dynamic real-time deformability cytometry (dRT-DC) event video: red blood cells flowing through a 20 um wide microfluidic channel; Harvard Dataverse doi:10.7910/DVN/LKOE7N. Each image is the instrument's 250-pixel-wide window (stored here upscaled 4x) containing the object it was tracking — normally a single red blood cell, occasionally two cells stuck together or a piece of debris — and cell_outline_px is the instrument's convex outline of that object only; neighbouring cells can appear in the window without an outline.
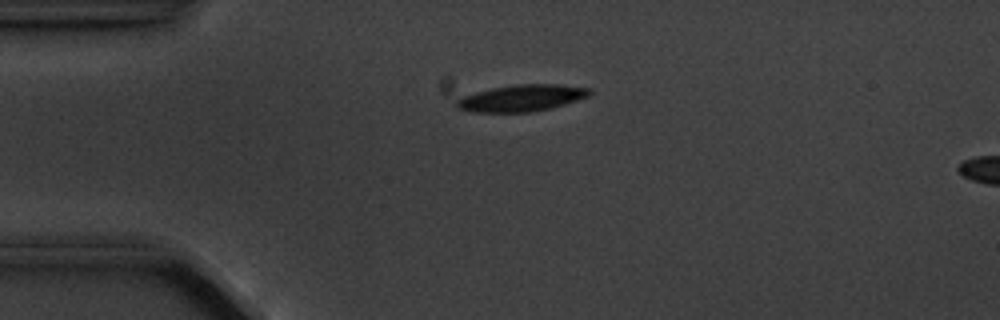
{"species": "common noctule bat (a hibernating species)", "species_latin": "Nyctalus noctula", "temperature_condition": "cold", "stored_images_in_passage": 3, "camera_frame_rate_fps": 3000, "um_per_image_px": 0.085, "animal": {"sex": "male", "body_mass_g": 20.1, "forearm_length_mm": 53.5}, "frame": {"image": 1, "passage_image": 2, "time_ms": 1.0, "image_size_px": [1000, 320], "cell_outline_px": [[592, 92], [588, 96], [564, 104], [532, 112], [476, 112], [456, 108], [452, 104], [456, 100], [464, 96], [476, 92], [492, 88], [516, 84], [560, 84], [592, 88]], "centroid_in_image_um": [44.32, 8.33], "position_along_channel_um": 40.7, "area_um2": 20.63}}